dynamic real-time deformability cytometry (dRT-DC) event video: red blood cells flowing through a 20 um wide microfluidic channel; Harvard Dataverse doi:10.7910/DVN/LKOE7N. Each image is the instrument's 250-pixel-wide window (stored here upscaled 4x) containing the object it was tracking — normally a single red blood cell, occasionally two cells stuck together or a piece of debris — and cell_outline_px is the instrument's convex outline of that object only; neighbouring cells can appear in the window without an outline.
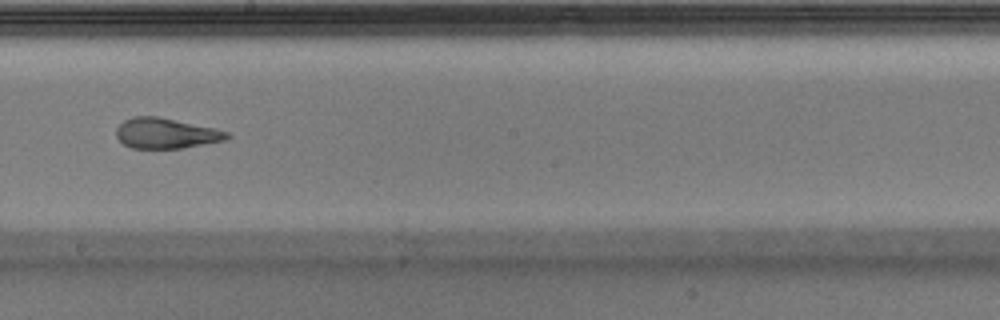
{"species": "Egyptian fruit bat (a non-hibernating species)", "species_latin": "Rousettus aegyptiacus", "temperature_condition": "warm", "stored_images_in_passage": 35, "camera_frame_rate_fps": 3000, "um_per_image_px": 0.085, "animal": {"sex": "male"}, "frame": {"image": 1, "passage_image": 16, "time_ms": 5.0, "image_size_px": [1000, 320], "cell_outline_px": [[232, 136], [224, 140], [180, 148], [132, 148], [124, 144], [116, 136], [116, 128], [124, 120], [132, 116], [156, 116], [216, 128], [228, 132]], "centroid_in_image_um": [14.09, 11.32], "position_along_channel_um": 234.1, "area_um2": 19.48}, "authors_computed_cell_mechanics": {"area_um2": 20.2878, "velocity_mm_per_s": 3.972, "shape_relaxation_time_tau1_ms": 9.8306, "shape_relaxation_time_tau2_ms": 1.2871, "deformation_change_tau1": 0.3525, "deformation_change_tau2": 0.0958}}